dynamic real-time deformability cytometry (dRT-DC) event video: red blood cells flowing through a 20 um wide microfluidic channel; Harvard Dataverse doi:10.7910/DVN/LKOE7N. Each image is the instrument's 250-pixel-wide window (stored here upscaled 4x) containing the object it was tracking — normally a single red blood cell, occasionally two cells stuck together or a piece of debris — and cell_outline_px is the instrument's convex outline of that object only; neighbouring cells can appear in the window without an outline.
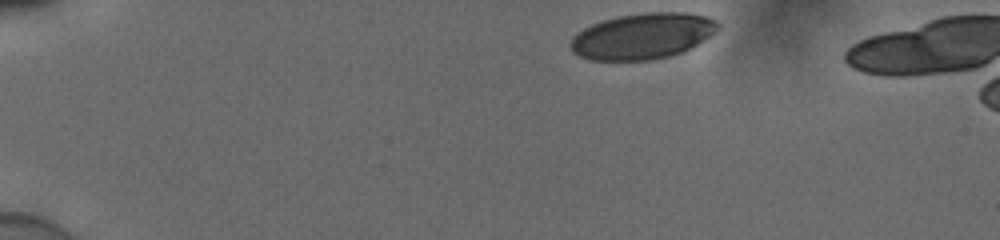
{"species": "human", "species_latin": "Homo sapiens", "temperature_condition": "cold", "stored_images_in_passage": 38, "camera_frame_rate_fps": 3000, "um_per_image_px": 0.085, "donor": {"sex": "male"}, "frame": {"image": 1, "passage_image": 1, "time_ms": 0.0, "image_size_px": [1000, 240], "cell_outline_px": [[720, 28], [716, 32], [704, 40], [684, 52], [652, 60], [592, 60], [580, 56], [572, 52], [568, 44], [572, 36], [584, 28], [592, 24], [604, 20], [620, 16], [644, 12], [684, 12], [704, 16], [716, 20], [720, 24]], "centroid_in_image_um": [54.62, 3.07], "position_along_channel_um": 30.4, "area_um2": 39.59}}
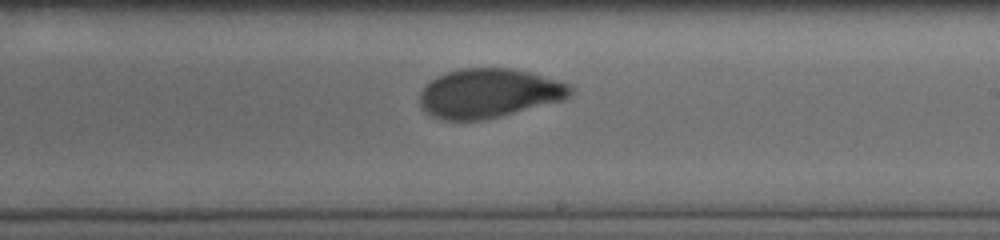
{"frame": {"image": 2, "passage_image": 25, "time_ms": 8.0, "image_size_px": [1000, 240], "cell_outline_px": [[572, 92], [568, 96], [560, 100], [500, 116], [480, 120], [444, 120], [432, 116], [420, 104], [420, 92], [424, 84], [428, 80], [436, 76], [460, 68], [512, 68], [528, 72], [572, 84]], "centroid_in_image_um": [41.51, 7.91], "position_along_channel_um": 247.5, "area_um2": 42.89}}
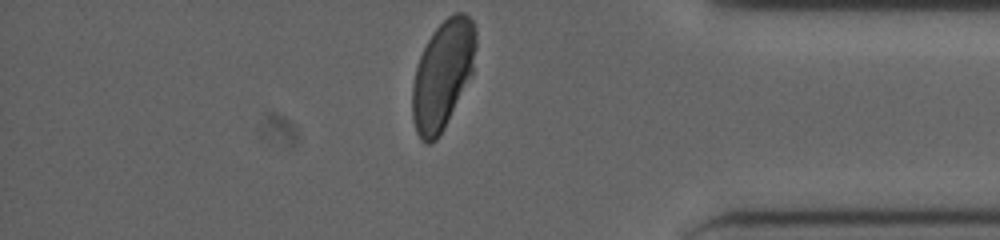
{"frame": {"image": 3, "passage_image": 38, "time_ms": 12.333, "image_size_px": [1000, 240], "cell_outline_px": [[476, 48], [472, 72], [444, 128], [436, 140], [428, 144], [424, 144], [420, 140], [416, 132], [412, 120], [412, 84], [416, 68], [420, 56], [432, 32], [448, 16], [456, 12], [464, 12], [472, 20], [476, 28]], "centroid_in_image_um": [37.61, 6.36], "position_along_channel_um": 397.6, "area_um2": 40.06}, "authors_computed_cell_mechanics": {"area_um2": 42.4252, "velocity_mm_per_s": 3.8637, "shape_relaxation_time_tau1_ms": 5.9939, "shape_relaxation_time_tau2_ms": 0.7432, "deformation_change_tau1": 0.1756, "deformation_change_tau2": 0.0444}}